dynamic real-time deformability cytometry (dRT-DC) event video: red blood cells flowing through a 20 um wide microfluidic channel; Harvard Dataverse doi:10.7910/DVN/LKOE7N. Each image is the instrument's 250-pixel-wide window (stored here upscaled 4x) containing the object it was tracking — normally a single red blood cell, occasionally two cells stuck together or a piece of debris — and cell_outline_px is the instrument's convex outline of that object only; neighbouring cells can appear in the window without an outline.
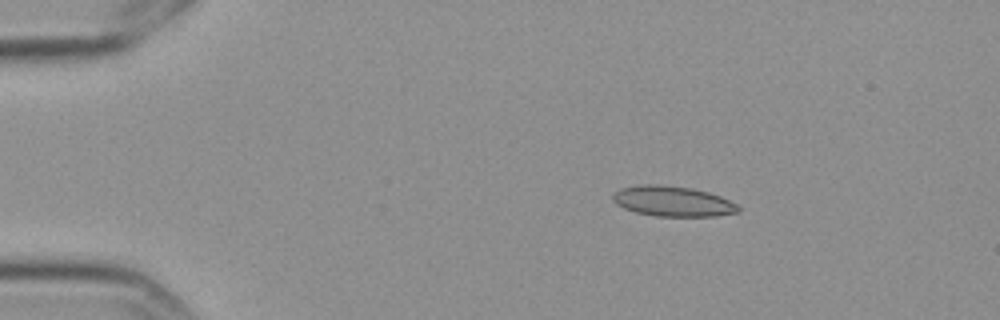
{"species": "Egyptian fruit bat (a non-hibernating species)", "species_latin": "Rousettus aegyptiacus", "temperature_condition": "cold", "stored_images_in_passage": 4, "camera_frame_rate_fps": 3000, "um_per_image_px": 0.085, "frame": {"image": 1, "passage_image": 2, "time_ms": 0.333, "image_size_px": [1000, 320], "cell_outline_px": [[740, 212], [716, 216], [656, 216], [636, 212], [624, 208], [616, 204], [612, 200], [612, 196], [620, 188], [636, 184], [660, 184], [692, 188], [708, 192], [720, 196], [736, 204], [740, 208]], "centroid_in_image_um": [57.16, 17.1], "position_along_channel_um": 27.8, "area_um2": 22.25}}